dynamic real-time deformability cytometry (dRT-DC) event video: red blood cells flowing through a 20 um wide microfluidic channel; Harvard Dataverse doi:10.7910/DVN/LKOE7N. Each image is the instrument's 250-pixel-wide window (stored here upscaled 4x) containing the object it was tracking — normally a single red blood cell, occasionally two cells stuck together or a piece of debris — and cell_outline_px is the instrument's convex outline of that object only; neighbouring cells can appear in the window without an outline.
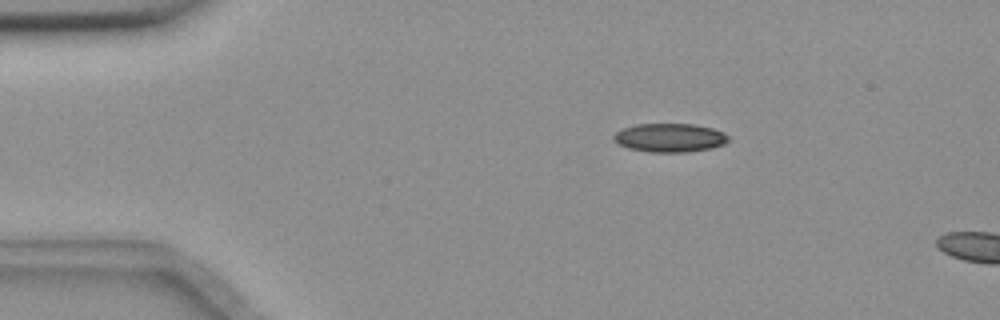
{"species": "common noctule bat (a hibernating species)", "species_latin": "Nyctalus noctula", "temperature_condition": "room temperature", "stored_images_in_passage": 2, "camera_frame_rate_fps": 3000, "um_per_image_px": 0.085, "animal": {"sex": "female", "body_mass_g": 18.4}, "frame": {"image": 1, "passage_image": 1, "time_ms": 0.0, "image_size_px": [1000, 320], "cell_outline_px": [[732, 140], [724, 144], [712, 148], [688, 152], [648, 152], [628, 148], [612, 140], [612, 136], [616, 132], [624, 128], [636, 124], [696, 124], [712, 128], [724, 132]], "centroid_in_image_um": [56.96, 11.71], "position_along_channel_um": 28.0, "area_um2": 19.36}}